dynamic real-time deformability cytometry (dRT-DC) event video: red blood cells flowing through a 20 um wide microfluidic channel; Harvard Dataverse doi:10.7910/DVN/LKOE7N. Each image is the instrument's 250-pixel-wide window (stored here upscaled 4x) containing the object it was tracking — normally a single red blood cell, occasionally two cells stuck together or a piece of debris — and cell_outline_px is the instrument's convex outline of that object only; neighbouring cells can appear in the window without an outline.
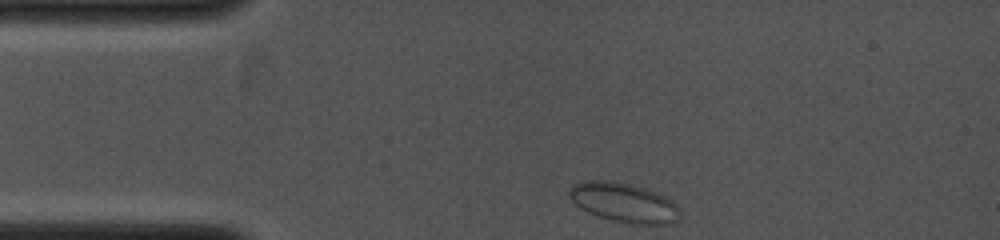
{"species": "common noctule bat (a hibernating species)", "species_latin": "Nyctalus noctula", "temperature_condition": "cold", "stored_images_in_passage": 34, "camera_frame_rate_fps": 4000, "um_per_image_px": 0.085, "animal": {"sex": "female", "body_mass_g": 19.0, "forearm_length_mm": 53.3}, "frame": {"image": 1, "passage_image": 1, "time_ms": 0.0, "image_size_px": [1000, 240], "cell_outline_px": [[680, 216], [676, 220], [668, 224], [632, 224], [612, 220], [588, 212], [580, 208], [568, 196], [568, 188], [584, 180], [612, 180], [648, 188], [672, 200], [680, 208]], "centroid_in_image_um": [53.03, 17.2], "position_along_channel_um": 32.0, "area_um2": 25.61}}
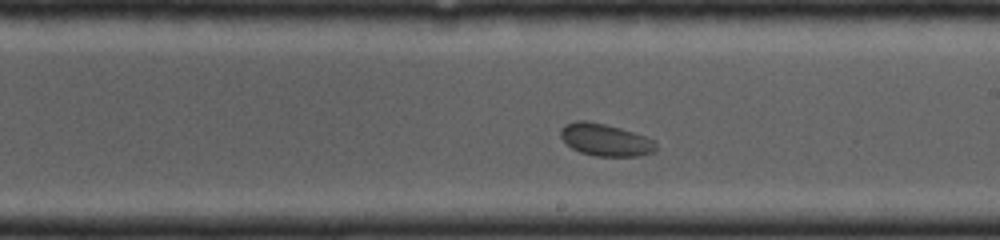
{"frame": {"image": 2, "passage_image": 18, "time_ms": 5.0, "image_size_px": [1000, 240], "cell_outline_px": [[656, 152], [640, 156], [596, 156], [580, 152], [572, 148], [560, 136], [560, 128], [576, 120], [584, 120], [604, 124], [620, 128], [656, 140]], "centroid_in_image_um": [51.49, 11.9], "position_along_channel_um": 237.5, "area_um2": 17.86}}
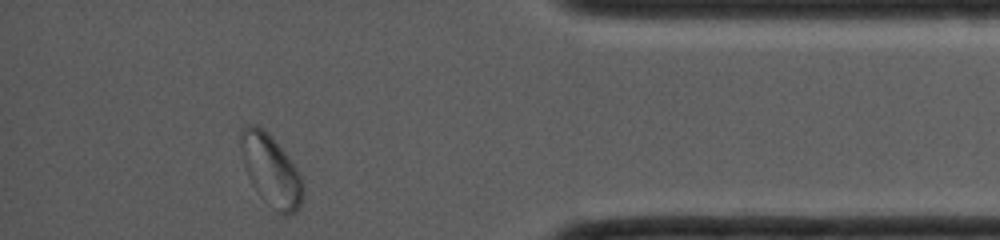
{"frame": {"image": 3, "passage_image": 33, "time_ms": 9.0, "image_size_px": [1000, 240], "cell_outline_px": [[304, 196], [300, 208], [296, 212], [288, 216], [284, 216], [276, 212], [256, 192], [248, 176], [244, 164], [240, 148], [240, 128], [248, 124], [256, 124], [264, 128], [272, 136], [296, 168], [300, 176], [304, 188]], "centroid_in_image_um": [23.03, 14.49], "position_along_channel_um": 412.2, "area_um2": 26.18}}